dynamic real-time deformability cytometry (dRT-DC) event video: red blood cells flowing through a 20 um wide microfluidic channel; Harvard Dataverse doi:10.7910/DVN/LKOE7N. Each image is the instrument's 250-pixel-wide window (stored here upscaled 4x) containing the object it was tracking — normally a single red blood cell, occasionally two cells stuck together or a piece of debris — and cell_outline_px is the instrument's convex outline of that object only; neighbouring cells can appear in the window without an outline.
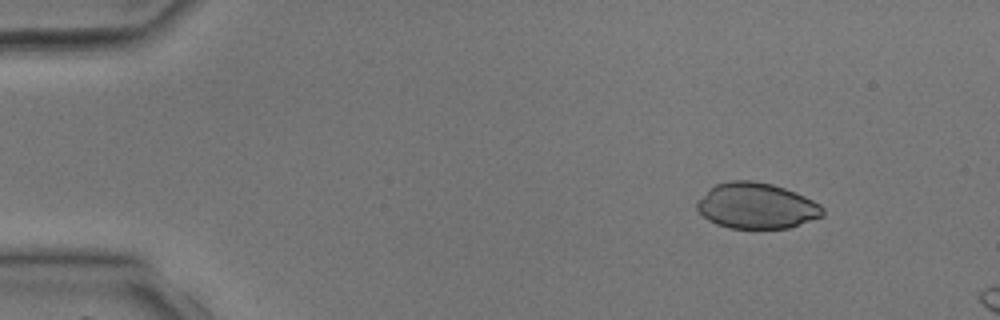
{"species": "common noctule bat (a hibernating species)", "species_latin": "Nyctalus noctula", "temperature_condition": "room temperature", "stored_images_in_passage": 3, "camera_frame_rate_fps": 3000, "um_per_image_px": 0.085, "animal": {"sex": "male", "body_mass_g": 17.9, "forearm_length_mm": 54.2}, "frame": {"image": 1, "passage_image": 1, "time_ms": 0.0, "image_size_px": [1000, 320], "cell_outline_px": [[824, 216], [788, 228], [728, 228], [716, 224], [708, 220], [696, 208], [696, 200], [708, 188], [716, 184], [732, 180], [752, 180], [772, 184], [796, 192], [820, 204], [824, 208]], "centroid_in_image_um": [64.28, 17.49], "position_along_channel_um": 20.7, "area_um2": 33.76}}